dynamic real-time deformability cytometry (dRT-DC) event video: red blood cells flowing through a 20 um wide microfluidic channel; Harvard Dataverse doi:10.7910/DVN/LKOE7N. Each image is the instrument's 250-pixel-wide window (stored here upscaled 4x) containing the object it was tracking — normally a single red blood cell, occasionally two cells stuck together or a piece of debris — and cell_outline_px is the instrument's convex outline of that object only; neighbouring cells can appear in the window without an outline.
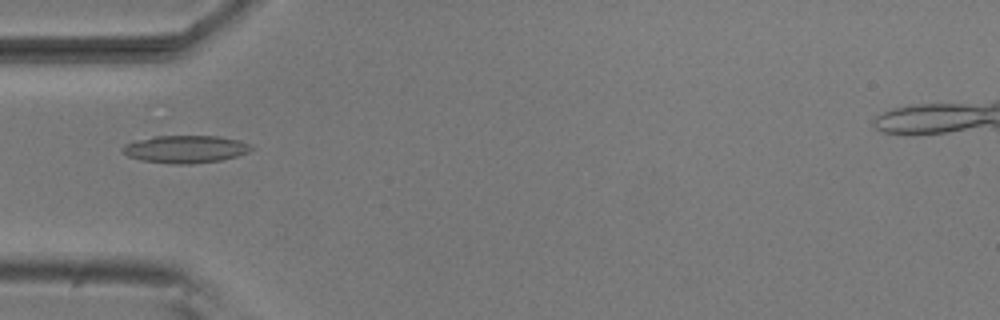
{"species": "common noctule bat (a hibernating species)", "species_latin": "Nyctalus noctula", "temperature_condition": "room temperature", "stored_images_in_passage": 53, "camera_frame_rate_fps": 3000, "um_per_image_px": 0.085, "animal": {"sex": "male", "body_mass_g": 20.5, "forearm_length_mm": 52.5}, "frame": {"image": 1, "passage_image": 17, "time_ms": 5.333, "image_size_px": [1000, 320], "cell_outline_px": [[252, 148], [248, 152], [236, 156], [220, 160], [192, 164], [176, 164], [140, 160], [128, 156], [120, 148], [124, 144], [132, 140], [152, 136], [220, 136], [240, 140], [248, 144]], "centroid_in_image_um": [15.7, 12.66], "position_along_channel_um": 69.3, "area_um2": 20.75}}
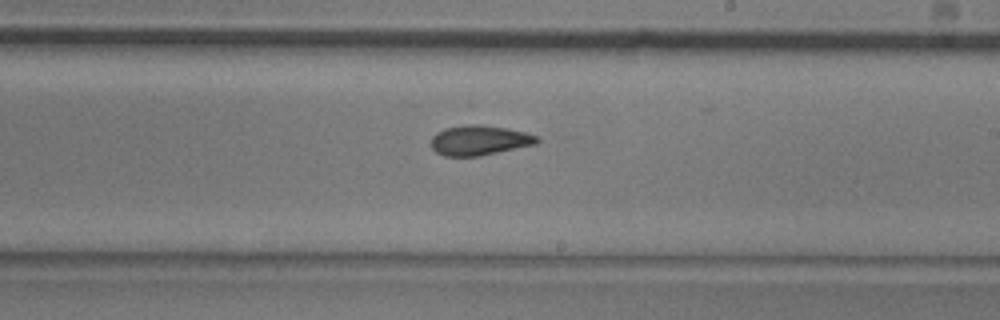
{"frame": {"image": 2, "passage_image": 31, "time_ms": 10.0, "image_size_px": [1000, 320], "cell_outline_px": [[540, 140], [536, 144], [480, 156], [444, 156], [436, 152], [432, 148], [432, 136], [436, 132], [444, 128], [468, 124], [480, 124], [504, 128], [524, 132], [540, 136]], "centroid_in_image_um": [40.75, 11.92], "position_along_channel_um": 248.3, "area_um2": 18.5}}
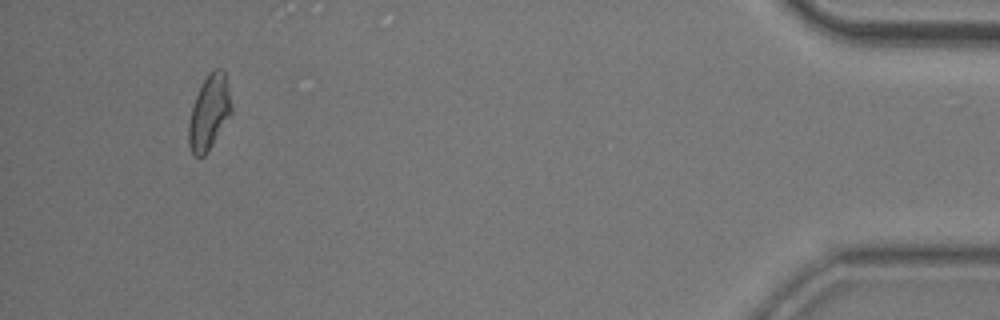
{"frame": {"image": 3, "passage_image": 50, "time_ms": 16.333, "image_size_px": [1000, 320], "cell_outline_px": [[232, 112], [208, 152], [204, 156], [196, 156], [192, 152], [188, 144], [188, 124], [192, 108], [196, 96], [208, 72], [212, 68], [224, 68], [232, 104]], "centroid_in_image_um": [17.79, 9.53], "position_along_channel_um": 417.4, "area_um2": 18.61}, "authors_computed_cell_mechanics": {"area_um2": 18.6116, "velocity_mm_per_s": 3.8123, "shape_relaxation_time_tau1_ms": 7.8798, "shape_relaxation_time_tau2_ms": 2.9604, "deformation_change_tau1": 0.1883, "deformation_change_tau2": 0.1019}}